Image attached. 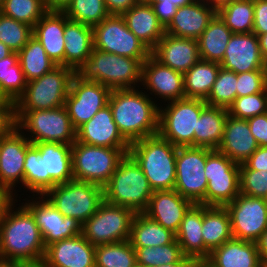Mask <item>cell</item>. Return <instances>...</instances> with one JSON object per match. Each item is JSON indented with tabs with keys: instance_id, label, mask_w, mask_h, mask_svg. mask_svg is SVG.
I'll return each mask as SVG.
<instances>
[{
	"instance_id": "obj_1",
	"label": "cell",
	"mask_w": 267,
	"mask_h": 267,
	"mask_svg": "<svg viewBox=\"0 0 267 267\" xmlns=\"http://www.w3.org/2000/svg\"><path fill=\"white\" fill-rule=\"evenodd\" d=\"M12 207L0 224V264L43 261L46 247L34 215L25 205Z\"/></svg>"
},
{
	"instance_id": "obj_2",
	"label": "cell",
	"mask_w": 267,
	"mask_h": 267,
	"mask_svg": "<svg viewBox=\"0 0 267 267\" xmlns=\"http://www.w3.org/2000/svg\"><path fill=\"white\" fill-rule=\"evenodd\" d=\"M138 89L111 90L108 105L122 136L131 144L158 134L159 108Z\"/></svg>"
},
{
	"instance_id": "obj_3",
	"label": "cell",
	"mask_w": 267,
	"mask_h": 267,
	"mask_svg": "<svg viewBox=\"0 0 267 267\" xmlns=\"http://www.w3.org/2000/svg\"><path fill=\"white\" fill-rule=\"evenodd\" d=\"M177 148L156 134L131 143L128 153L142 169L153 191L173 190Z\"/></svg>"
},
{
	"instance_id": "obj_4",
	"label": "cell",
	"mask_w": 267,
	"mask_h": 267,
	"mask_svg": "<svg viewBox=\"0 0 267 267\" xmlns=\"http://www.w3.org/2000/svg\"><path fill=\"white\" fill-rule=\"evenodd\" d=\"M145 61L93 48L89 58L75 74L82 80L96 81L111 90L135 89L136 83L142 82V65Z\"/></svg>"
},
{
	"instance_id": "obj_5",
	"label": "cell",
	"mask_w": 267,
	"mask_h": 267,
	"mask_svg": "<svg viewBox=\"0 0 267 267\" xmlns=\"http://www.w3.org/2000/svg\"><path fill=\"white\" fill-rule=\"evenodd\" d=\"M153 192L142 169L129 153L119 161L116 171L103 187L105 202L124 206L135 213L146 210Z\"/></svg>"
},
{
	"instance_id": "obj_6",
	"label": "cell",
	"mask_w": 267,
	"mask_h": 267,
	"mask_svg": "<svg viewBox=\"0 0 267 267\" xmlns=\"http://www.w3.org/2000/svg\"><path fill=\"white\" fill-rule=\"evenodd\" d=\"M16 127L30 131L33 143L53 142L72 145L76 141L73 127L65 106L54 109L15 111Z\"/></svg>"
},
{
	"instance_id": "obj_7",
	"label": "cell",
	"mask_w": 267,
	"mask_h": 267,
	"mask_svg": "<svg viewBox=\"0 0 267 267\" xmlns=\"http://www.w3.org/2000/svg\"><path fill=\"white\" fill-rule=\"evenodd\" d=\"M75 71L56 66L40 78L27 82L24 94L15 103V111L54 109L65 105Z\"/></svg>"
},
{
	"instance_id": "obj_8",
	"label": "cell",
	"mask_w": 267,
	"mask_h": 267,
	"mask_svg": "<svg viewBox=\"0 0 267 267\" xmlns=\"http://www.w3.org/2000/svg\"><path fill=\"white\" fill-rule=\"evenodd\" d=\"M43 196L64 216L76 219L82 225L104 201L103 187L79 180L57 184Z\"/></svg>"
},
{
	"instance_id": "obj_9",
	"label": "cell",
	"mask_w": 267,
	"mask_h": 267,
	"mask_svg": "<svg viewBox=\"0 0 267 267\" xmlns=\"http://www.w3.org/2000/svg\"><path fill=\"white\" fill-rule=\"evenodd\" d=\"M71 153L74 179L101 187L108 183L126 155L120 148L92 146L77 140L72 144Z\"/></svg>"
},
{
	"instance_id": "obj_10",
	"label": "cell",
	"mask_w": 267,
	"mask_h": 267,
	"mask_svg": "<svg viewBox=\"0 0 267 267\" xmlns=\"http://www.w3.org/2000/svg\"><path fill=\"white\" fill-rule=\"evenodd\" d=\"M206 102L183 98L159 108L158 134L177 147L194 146V129Z\"/></svg>"
},
{
	"instance_id": "obj_11",
	"label": "cell",
	"mask_w": 267,
	"mask_h": 267,
	"mask_svg": "<svg viewBox=\"0 0 267 267\" xmlns=\"http://www.w3.org/2000/svg\"><path fill=\"white\" fill-rule=\"evenodd\" d=\"M135 212L103 201L82 225V235L93 246L129 240Z\"/></svg>"
},
{
	"instance_id": "obj_12",
	"label": "cell",
	"mask_w": 267,
	"mask_h": 267,
	"mask_svg": "<svg viewBox=\"0 0 267 267\" xmlns=\"http://www.w3.org/2000/svg\"><path fill=\"white\" fill-rule=\"evenodd\" d=\"M207 148L182 146L176 153L174 190L194 204L206 206L208 180L205 176Z\"/></svg>"
},
{
	"instance_id": "obj_13",
	"label": "cell",
	"mask_w": 267,
	"mask_h": 267,
	"mask_svg": "<svg viewBox=\"0 0 267 267\" xmlns=\"http://www.w3.org/2000/svg\"><path fill=\"white\" fill-rule=\"evenodd\" d=\"M239 169L240 164L225 154L207 148L206 206H225L240 194Z\"/></svg>"
},
{
	"instance_id": "obj_14",
	"label": "cell",
	"mask_w": 267,
	"mask_h": 267,
	"mask_svg": "<svg viewBox=\"0 0 267 267\" xmlns=\"http://www.w3.org/2000/svg\"><path fill=\"white\" fill-rule=\"evenodd\" d=\"M94 48L119 56L146 60L151 51L131 32L122 15L110 14L93 27Z\"/></svg>"
},
{
	"instance_id": "obj_15",
	"label": "cell",
	"mask_w": 267,
	"mask_h": 267,
	"mask_svg": "<svg viewBox=\"0 0 267 267\" xmlns=\"http://www.w3.org/2000/svg\"><path fill=\"white\" fill-rule=\"evenodd\" d=\"M225 208L234 239L256 242L267 229V199L239 194Z\"/></svg>"
},
{
	"instance_id": "obj_16",
	"label": "cell",
	"mask_w": 267,
	"mask_h": 267,
	"mask_svg": "<svg viewBox=\"0 0 267 267\" xmlns=\"http://www.w3.org/2000/svg\"><path fill=\"white\" fill-rule=\"evenodd\" d=\"M110 93L109 87L96 81L82 80L75 74L64 105L73 127L77 130L108 105Z\"/></svg>"
},
{
	"instance_id": "obj_17",
	"label": "cell",
	"mask_w": 267,
	"mask_h": 267,
	"mask_svg": "<svg viewBox=\"0 0 267 267\" xmlns=\"http://www.w3.org/2000/svg\"><path fill=\"white\" fill-rule=\"evenodd\" d=\"M41 198L42 200L37 202L32 199V202L24 205L34 215L45 247L56 241L82 234L80 222L71 217H64L45 196L41 195Z\"/></svg>"
},
{
	"instance_id": "obj_18",
	"label": "cell",
	"mask_w": 267,
	"mask_h": 267,
	"mask_svg": "<svg viewBox=\"0 0 267 267\" xmlns=\"http://www.w3.org/2000/svg\"><path fill=\"white\" fill-rule=\"evenodd\" d=\"M24 135L14 127L7 135L0 137V186L10 192H13L16 183L20 181L23 184L24 181L25 155L32 145Z\"/></svg>"
},
{
	"instance_id": "obj_19",
	"label": "cell",
	"mask_w": 267,
	"mask_h": 267,
	"mask_svg": "<svg viewBox=\"0 0 267 267\" xmlns=\"http://www.w3.org/2000/svg\"><path fill=\"white\" fill-rule=\"evenodd\" d=\"M76 140L92 146L120 148L125 154L131 145L120 133L109 105L76 130Z\"/></svg>"
},
{
	"instance_id": "obj_20",
	"label": "cell",
	"mask_w": 267,
	"mask_h": 267,
	"mask_svg": "<svg viewBox=\"0 0 267 267\" xmlns=\"http://www.w3.org/2000/svg\"><path fill=\"white\" fill-rule=\"evenodd\" d=\"M221 68L236 74L253 70H267L256 34H232L222 62Z\"/></svg>"
},
{
	"instance_id": "obj_21",
	"label": "cell",
	"mask_w": 267,
	"mask_h": 267,
	"mask_svg": "<svg viewBox=\"0 0 267 267\" xmlns=\"http://www.w3.org/2000/svg\"><path fill=\"white\" fill-rule=\"evenodd\" d=\"M48 267H95V246L82 235L56 241L46 247Z\"/></svg>"
},
{
	"instance_id": "obj_22",
	"label": "cell",
	"mask_w": 267,
	"mask_h": 267,
	"mask_svg": "<svg viewBox=\"0 0 267 267\" xmlns=\"http://www.w3.org/2000/svg\"><path fill=\"white\" fill-rule=\"evenodd\" d=\"M150 94L159 95L165 101L185 98L184 75L161 64L150 55L142 65V82Z\"/></svg>"
},
{
	"instance_id": "obj_23",
	"label": "cell",
	"mask_w": 267,
	"mask_h": 267,
	"mask_svg": "<svg viewBox=\"0 0 267 267\" xmlns=\"http://www.w3.org/2000/svg\"><path fill=\"white\" fill-rule=\"evenodd\" d=\"M193 205L192 201L174 189L154 191L143 213L176 234L185 214Z\"/></svg>"
},
{
	"instance_id": "obj_24",
	"label": "cell",
	"mask_w": 267,
	"mask_h": 267,
	"mask_svg": "<svg viewBox=\"0 0 267 267\" xmlns=\"http://www.w3.org/2000/svg\"><path fill=\"white\" fill-rule=\"evenodd\" d=\"M151 55L161 64L183 74L201 59L197 40L166 33L151 51Z\"/></svg>"
},
{
	"instance_id": "obj_25",
	"label": "cell",
	"mask_w": 267,
	"mask_h": 267,
	"mask_svg": "<svg viewBox=\"0 0 267 267\" xmlns=\"http://www.w3.org/2000/svg\"><path fill=\"white\" fill-rule=\"evenodd\" d=\"M217 11L202 0H194L177 9L166 34L197 40L208 26Z\"/></svg>"
},
{
	"instance_id": "obj_26",
	"label": "cell",
	"mask_w": 267,
	"mask_h": 267,
	"mask_svg": "<svg viewBox=\"0 0 267 267\" xmlns=\"http://www.w3.org/2000/svg\"><path fill=\"white\" fill-rule=\"evenodd\" d=\"M259 147L251 134L247 119H238L228 114L222 141L217 150L238 164L245 162Z\"/></svg>"
},
{
	"instance_id": "obj_27",
	"label": "cell",
	"mask_w": 267,
	"mask_h": 267,
	"mask_svg": "<svg viewBox=\"0 0 267 267\" xmlns=\"http://www.w3.org/2000/svg\"><path fill=\"white\" fill-rule=\"evenodd\" d=\"M39 150L45 166V193L57 184L74 179L72 166V145L41 142L33 143Z\"/></svg>"
},
{
	"instance_id": "obj_28",
	"label": "cell",
	"mask_w": 267,
	"mask_h": 267,
	"mask_svg": "<svg viewBox=\"0 0 267 267\" xmlns=\"http://www.w3.org/2000/svg\"><path fill=\"white\" fill-rule=\"evenodd\" d=\"M128 29L152 51L166 33L149 2L140 1L122 14Z\"/></svg>"
},
{
	"instance_id": "obj_29",
	"label": "cell",
	"mask_w": 267,
	"mask_h": 267,
	"mask_svg": "<svg viewBox=\"0 0 267 267\" xmlns=\"http://www.w3.org/2000/svg\"><path fill=\"white\" fill-rule=\"evenodd\" d=\"M33 36L57 66H64V12L47 11L33 27Z\"/></svg>"
},
{
	"instance_id": "obj_30",
	"label": "cell",
	"mask_w": 267,
	"mask_h": 267,
	"mask_svg": "<svg viewBox=\"0 0 267 267\" xmlns=\"http://www.w3.org/2000/svg\"><path fill=\"white\" fill-rule=\"evenodd\" d=\"M64 40V66L76 72L93 51V27L69 20L64 13Z\"/></svg>"
},
{
	"instance_id": "obj_31",
	"label": "cell",
	"mask_w": 267,
	"mask_h": 267,
	"mask_svg": "<svg viewBox=\"0 0 267 267\" xmlns=\"http://www.w3.org/2000/svg\"><path fill=\"white\" fill-rule=\"evenodd\" d=\"M256 242L232 238L215 250L205 261L210 267H260Z\"/></svg>"
},
{
	"instance_id": "obj_32",
	"label": "cell",
	"mask_w": 267,
	"mask_h": 267,
	"mask_svg": "<svg viewBox=\"0 0 267 267\" xmlns=\"http://www.w3.org/2000/svg\"><path fill=\"white\" fill-rule=\"evenodd\" d=\"M203 205L194 204L185 214L176 233L185 257L194 262H205V245L202 237Z\"/></svg>"
},
{
	"instance_id": "obj_33",
	"label": "cell",
	"mask_w": 267,
	"mask_h": 267,
	"mask_svg": "<svg viewBox=\"0 0 267 267\" xmlns=\"http://www.w3.org/2000/svg\"><path fill=\"white\" fill-rule=\"evenodd\" d=\"M202 237L205 245V261L213 250L233 238L230 215L225 206L203 205Z\"/></svg>"
},
{
	"instance_id": "obj_34",
	"label": "cell",
	"mask_w": 267,
	"mask_h": 267,
	"mask_svg": "<svg viewBox=\"0 0 267 267\" xmlns=\"http://www.w3.org/2000/svg\"><path fill=\"white\" fill-rule=\"evenodd\" d=\"M227 116L226 108L206 105L194 129V147L217 150L223 138Z\"/></svg>"
},
{
	"instance_id": "obj_35",
	"label": "cell",
	"mask_w": 267,
	"mask_h": 267,
	"mask_svg": "<svg viewBox=\"0 0 267 267\" xmlns=\"http://www.w3.org/2000/svg\"><path fill=\"white\" fill-rule=\"evenodd\" d=\"M232 34L233 32L216 13L197 39L200 58L220 64Z\"/></svg>"
},
{
	"instance_id": "obj_36",
	"label": "cell",
	"mask_w": 267,
	"mask_h": 267,
	"mask_svg": "<svg viewBox=\"0 0 267 267\" xmlns=\"http://www.w3.org/2000/svg\"><path fill=\"white\" fill-rule=\"evenodd\" d=\"M175 239L174 232L164 228L144 213L135 214L129 238L133 247L164 246L172 243Z\"/></svg>"
},
{
	"instance_id": "obj_37",
	"label": "cell",
	"mask_w": 267,
	"mask_h": 267,
	"mask_svg": "<svg viewBox=\"0 0 267 267\" xmlns=\"http://www.w3.org/2000/svg\"><path fill=\"white\" fill-rule=\"evenodd\" d=\"M219 63L200 59L184 75L185 98L206 100L216 81Z\"/></svg>"
},
{
	"instance_id": "obj_38",
	"label": "cell",
	"mask_w": 267,
	"mask_h": 267,
	"mask_svg": "<svg viewBox=\"0 0 267 267\" xmlns=\"http://www.w3.org/2000/svg\"><path fill=\"white\" fill-rule=\"evenodd\" d=\"M18 61L27 82L40 78L57 66L47 56L43 46L34 36L18 52Z\"/></svg>"
},
{
	"instance_id": "obj_39",
	"label": "cell",
	"mask_w": 267,
	"mask_h": 267,
	"mask_svg": "<svg viewBox=\"0 0 267 267\" xmlns=\"http://www.w3.org/2000/svg\"><path fill=\"white\" fill-rule=\"evenodd\" d=\"M217 14L234 34L253 32L254 0H233L219 8Z\"/></svg>"
},
{
	"instance_id": "obj_40",
	"label": "cell",
	"mask_w": 267,
	"mask_h": 267,
	"mask_svg": "<svg viewBox=\"0 0 267 267\" xmlns=\"http://www.w3.org/2000/svg\"><path fill=\"white\" fill-rule=\"evenodd\" d=\"M27 81L18 61V53L12 52L0 60V90L14 103L24 94Z\"/></svg>"
},
{
	"instance_id": "obj_41",
	"label": "cell",
	"mask_w": 267,
	"mask_h": 267,
	"mask_svg": "<svg viewBox=\"0 0 267 267\" xmlns=\"http://www.w3.org/2000/svg\"><path fill=\"white\" fill-rule=\"evenodd\" d=\"M135 249L129 240L95 246V267H133Z\"/></svg>"
},
{
	"instance_id": "obj_42",
	"label": "cell",
	"mask_w": 267,
	"mask_h": 267,
	"mask_svg": "<svg viewBox=\"0 0 267 267\" xmlns=\"http://www.w3.org/2000/svg\"><path fill=\"white\" fill-rule=\"evenodd\" d=\"M64 13L69 20L90 27L98 25L110 15L104 0H72Z\"/></svg>"
},
{
	"instance_id": "obj_43",
	"label": "cell",
	"mask_w": 267,
	"mask_h": 267,
	"mask_svg": "<svg viewBox=\"0 0 267 267\" xmlns=\"http://www.w3.org/2000/svg\"><path fill=\"white\" fill-rule=\"evenodd\" d=\"M134 249L136 263L148 267L176 263L184 257L176 239L164 246L134 247Z\"/></svg>"
},
{
	"instance_id": "obj_44",
	"label": "cell",
	"mask_w": 267,
	"mask_h": 267,
	"mask_svg": "<svg viewBox=\"0 0 267 267\" xmlns=\"http://www.w3.org/2000/svg\"><path fill=\"white\" fill-rule=\"evenodd\" d=\"M0 12L34 27L47 12L44 0H5Z\"/></svg>"
},
{
	"instance_id": "obj_45",
	"label": "cell",
	"mask_w": 267,
	"mask_h": 267,
	"mask_svg": "<svg viewBox=\"0 0 267 267\" xmlns=\"http://www.w3.org/2000/svg\"><path fill=\"white\" fill-rule=\"evenodd\" d=\"M237 74L220 68L216 81L205 100L209 106H216L228 109L237 97Z\"/></svg>"
},
{
	"instance_id": "obj_46",
	"label": "cell",
	"mask_w": 267,
	"mask_h": 267,
	"mask_svg": "<svg viewBox=\"0 0 267 267\" xmlns=\"http://www.w3.org/2000/svg\"><path fill=\"white\" fill-rule=\"evenodd\" d=\"M23 185L37 196L45 194L44 159L33 144L27 149L25 155Z\"/></svg>"
},
{
	"instance_id": "obj_47",
	"label": "cell",
	"mask_w": 267,
	"mask_h": 267,
	"mask_svg": "<svg viewBox=\"0 0 267 267\" xmlns=\"http://www.w3.org/2000/svg\"><path fill=\"white\" fill-rule=\"evenodd\" d=\"M33 36V27L0 12V41L13 52H19Z\"/></svg>"
},
{
	"instance_id": "obj_48",
	"label": "cell",
	"mask_w": 267,
	"mask_h": 267,
	"mask_svg": "<svg viewBox=\"0 0 267 267\" xmlns=\"http://www.w3.org/2000/svg\"><path fill=\"white\" fill-rule=\"evenodd\" d=\"M227 110L230 116L238 119H248L267 113V89L264 92L236 97Z\"/></svg>"
},
{
	"instance_id": "obj_49",
	"label": "cell",
	"mask_w": 267,
	"mask_h": 267,
	"mask_svg": "<svg viewBox=\"0 0 267 267\" xmlns=\"http://www.w3.org/2000/svg\"><path fill=\"white\" fill-rule=\"evenodd\" d=\"M240 193L267 199V171L239 169Z\"/></svg>"
},
{
	"instance_id": "obj_50",
	"label": "cell",
	"mask_w": 267,
	"mask_h": 267,
	"mask_svg": "<svg viewBox=\"0 0 267 267\" xmlns=\"http://www.w3.org/2000/svg\"><path fill=\"white\" fill-rule=\"evenodd\" d=\"M267 89V70H253L237 74V97L264 92Z\"/></svg>"
},
{
	"instance_id": "obj_51",
	"label": "cell",
	"mask_w": 267,
	"mask_h": 267,
	"mask_svg": "<svg viewBox=\"0 0 267 267\" xmlns=\"http://www.w3.org/2000/svg\"><path fill=\"white\" fill-rule=\"evenodd\" d=\"M251 134L260 147H267V113L247 119Z\"/></svg>"
},
{
	"instance_id": "obj_52",
	"label": "cell",
	"mask_w": 267,
	"mask_h": 267,
	"mask_svg": "<svg viewBox=\"0 0 267 267\" xmlns=\"http://www.w3.org/2000/svg\"><path fill=\"white\" fill-rule=\"evenodd\" d=\"M14 127H16L15 103L0 104V137L7 135Z\"/></svg>"
},
{
	"instance_id": "obj_53",
	"label": "cell",
	"mask_w": 267,
	"mask_h": 267,
	"mask_svg": "<svg viewBox=\"0 0 267 267\" xmlns=\"http://www.w3.org/2000/svg\"><path fill=\"white\" fill-rule=\"evenodd\" d=\"M253 33L257 36L267 33V0H254Z\"/></svg>"
},
{
	"instance_id": "obj_54",
	"label": "cell",
	"mask_w": 267,
	"mask_h": 267,
	"mask_svg": "<svg viewBox=\"0 0 267 267\" xmlns=\"http://www.w3.org/2000/svg\"><path fill=\"white\" fill-rule=\"evenodd\" d=\"M149 3L152 5L160 23L166 28L170 24L178 8L173 3H163V0H151Z\"/></svg>"
},
{
	"instance_id": "obj_55",
	"label": "cell",
	"mask_w": 267,
	"mask_h": 267,
	"mask_svg": "<svg viewBox=\"0 0 267 267\" xmlns=\"http://www.w3.org/2000/svg\"><path fill=\"white\" fill-rule=\"evenodd\" d=\"M240 169L267 171V147H258L257 150L242 164Z\"/></svg>"
},
{
	"instance_id": "obj_56",
	"label": "cell",
	"mask_w": 267,
	"mask_h": 267,
	"mask_svg": "<svg viewBox=\"0 0 267 267\" xmlns=\"http://www.w3.org/2000/svg\"><path fill=\"white\" fill-rule=\"evenodd\" d=\"M110 14L122 15L141 0H104Z\"/></svg>"
},
{
	"instance_id": "obj_57",
	"label": "cell",
	"mask_w": 267,
	"mask_h": 267,
	"mask_svg": "<svg viewBox=\"0 0 267 267\" xmlns=\"http://www.w3.org/2000/svg\"><path fill=\"white\" fill-rule=\"evenodd\" d=\"M13 192H10L5 187L0 186V224L7 209L15 203ZM14 201V202H13Z\"/></svg>"
},
{
	"instance_id": "obj_58",
	"label": "cell",
	"mask_w": 267,
	"mask_h": 267,
	"mask_svg": "<svg viewBox=\"0 0 267 267\" xmlns=\"http://www.w3.org/2000/svg\"><path fill=\"white\" fill-rule=\"evenodd\" d=\"M47 11L64 12L72 0H44Z\"/></svg>"
},
{
	"instance_id": "obj_59",
	"label": "cell",
	"mask_w": 267,
	"mask_h": 267,
	"mask_svg": "<svg viewBox=\"0 0 267 267\" xmlns=\"http://www.w3.org/2000/svg\"><path fill=\"white\" fill-rule=\"evenodd\" d=\"M256 244L260 259H267V229L261 234Z\"/></svg>"
},
{
	"instance_id": "obj_60",
	"label": "cell",
	"mask_w": 267,
	"mask_h": 267,
	"mask_svg": "<svg viewBox=\"0 0 267 267\" xmlns=\"http://www.w3.org/2000/svg\"><path fill=\"white\" fill-rule=\"evenodd\" d=\"M194 263L195 262L191 258L184 256L180 261L176 263H172V264L168 263L167 265L162 264V265H158L155 267H192Z\"/></svg>"
},
{
	"instance_id": "obj_61",
	"label": "cell",
	"mask_w": 267,
	"mask_h": 267,
	"mask_svg": "<svg viewBox=\"0 0 267 267\" xmlns=\"http://www.w3.org/2000/svg\"><path fill=\"white\" fill-rule=\"evenodd\" d=\"M258 38L262 57L267 64V33L259 35Z\"/></svg>"
},
{
	"instance_id": "obj_62",
	"label": "cell",
	"mask_w": 267,
	"mask_h": 267,
	"mask_svg": "<svg viewBox=\"0 0 267 267\" xmlns=\"http://www.w3.org/2000/svg\"><path fill=\"white\" fill-rule=\"evenodd\" d=\"M206 1L205 3L208 4L210 7H213L216 11L223 7L224 5L232 2L233 0H202Z\"/></svg>"
},
{
	"instance_id": "obj_63",
	"label": "cell",
	"mask_w": 267,
	"mask_h": 267,
	"mask_svg": "<svg viewBox=\"0 0 267 267\" xmlns=\"http://www.w3.org/2000/svg\"><path fill=\"white\" fill-rule=\"evenodd\" d=\"M194 0H163V3H173L177 8L192 3Z\"/></svg>"
},
{
	"instance_id": "obj_64",
	"label": "cell",
	"mask_w": 267,
	"mask_h": 267,
	"mask_svg": "<svg viewBox=\"0 0 267 267\" xmlns=\"http://www.w3.org/2000/svg\"><path fill=\"white\" fill-rule=\"evenodd\" d=\"M13 51L0 41V60L9 56Z\"/></svg>"
},
{
	"instance_id": "obj_65",
	"label": "cell",
	"mask_w": 267,
	"mask_h": 267,
	"mask_svg": "<svg viewBox=\"0 0 267 267\" xmlns=\"http://www.w3.org/2000/svg\"><path fill=\"white\" fill-rule=\"evenodd\" d=\"M20 267H48L43 261L35 263H20Z\"/></svg>"
},
{
	"instance_id": "obj_66",
	"label": "cell",
	"mask_w": 267,
	"mask_h": 267,
	"mask_svg": "<svg viewBox=\"0 0 267 267\" xmlns=\"http://www.w3.org/2000/svg\"><path fill=\"white\" fill-rule=\"evenodd\" d=\"M192 267H210L207 263L205 262H195Z\"/></svg>"
},
{
	"instance_id": "obj_67",
	"label": "cell",
	"mask_w": 267,
	"mask_h": 267,
	"mask_svg": "<svg viewBox=\"0 0 267 267\" xmlns=\"http://www.w3.org/2000/svg\"><path fill=\"white\" fill-rule=\"evenodd\" d=\"M10 100H8L5 95L0 90V104L2 103H8Z\"/></svg>"
},
{
	"instance_id": "obj_68",
	"label": "cell",
	"mask_w": 267,
	"mask_h": 267,
	"mask_svg": "<svg viewBox=\"0 0 267 267\" xmlns=\"http://www.w3.org/2000/svg\"><path fill=\"white\" fill-rule=\"evenodd\" d=\"M0 267H20V263L18 264H0Z\"/></svg>"
},
{
	"instance_id": "obj_69",
	"label": "cell",
	"mask_w": 267,
	"mask_h": 267,
	"mask_svg": "<svg viewBox=\"0 0 267 267\" xmlns=\"http://www.w3.org/2000/svg\"><path fill=\"white\" fill-rule=\"evenodd\" d=\"M260 267H267V259H262L261 260Z\"/></svg>"
},
{
	"instance_id": "obj_70",
	"label": "cell",
	"mask_w": 267,
	"mask_h": 267,
	"mask_svg": "<svg viewBox=\"0 0 267 267\" xmlns=\"http://www.w3.org/2000/svg\"><path fill=\"white\" fill-rule=\"evenodd\" d=\"M133 267H148V266H145V265H141V264L136 263Z\"/></svg>"
},
{
	"instance_id": "obj_71",
	"label": "cell",
	"mask_w": 267,
	"mask_h": 267,
	"mask_svg": "<svg viewBox=\"0 0 267 267\" xmlns=\"http://www.w3.org/2000/svg\"><path fill=\"white\" fill-rule=\"evenodd\" d=\"M5 0H0V9L2 8Z\"/></svg>"
},
{
	"instance_id": "obj_72",
	"label": "cell",
	"mask_w": 267,
	"mask_h": 267,
	"mask_svg": "<svg viewBox=\"0 0 267 267\" xmlns=\"http://www.w3.org/2000/svg\"><path fill=\"white\" fill-rule=\"evenodd\" d=\"M142 2H150L151 0H141Z\"/></svg>"
}]
</instances>
